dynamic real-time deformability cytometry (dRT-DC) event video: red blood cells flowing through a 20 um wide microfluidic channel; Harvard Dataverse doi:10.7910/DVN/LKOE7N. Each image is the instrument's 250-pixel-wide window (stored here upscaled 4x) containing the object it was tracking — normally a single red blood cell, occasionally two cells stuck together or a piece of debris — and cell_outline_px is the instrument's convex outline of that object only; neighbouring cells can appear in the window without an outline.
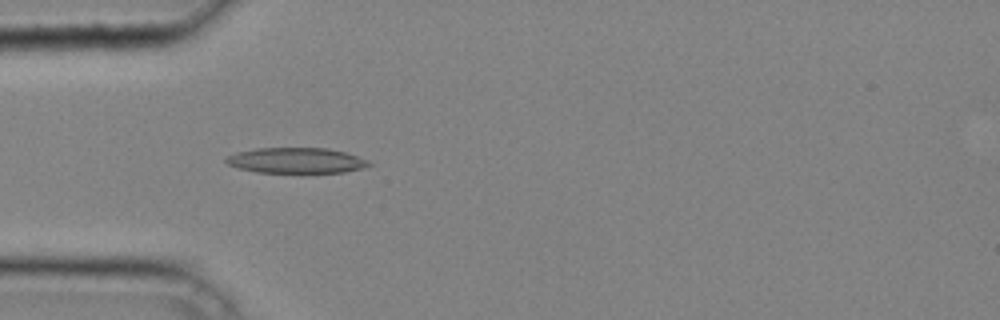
{"species": "common noctule bat (a hibernating species)", "species_latin": "Nyctalus noctula", "temperature_condition": "cold", "stored_images_in_passage": 39, "camera_frame_rate_fps": 3000, "um_per_image_px": 0.085, "animal": {"sex": "male", "body_mass_g": 20.4}, "frame": {"image": 1, "passage_image": 11, "time_ms": 3.333, "image_size_px": [1000, 320], "cell_outline_px": [[372, 164], [364, 168], [344, 172], [256, 172], [240, 168], [228, 164], [224, 160], [228, 156], [236, 152], [256, 148], [328, 148], [344, 152], [368, 160]], "centroid_in_image_um": [25.18, 13.63], "position_along_channel_um": 59.8, "area_um2": 21.04}}
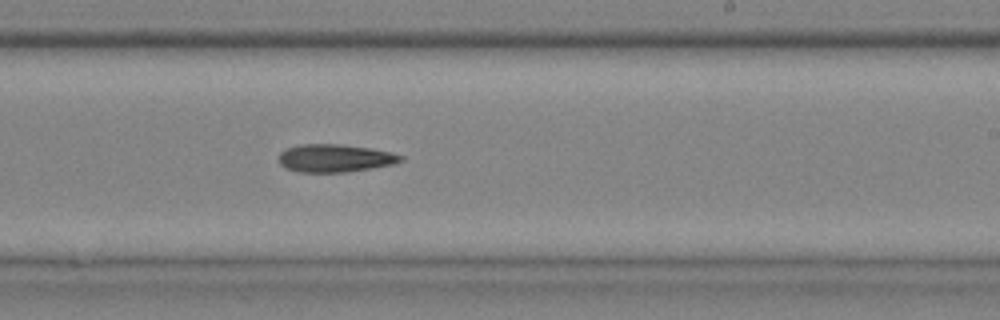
{"frame": {"image": 2, "passage_image": 24, "time_ms": 7.667, "image_size_px": [1000, 320], "cell_outline_px": [[404, 160], [392, 164], [372, 168], [344, 172], [300, 172], [284, 168], [280, 164], [280, 152], [288, 148], [300, 144], [340, 144], [372, 148], [392, 152], [404, 156]], "centroid_in_image_um": [28.49, 13.44], "position_along_channel_um": 260.5, "area_um2": 19.83}}
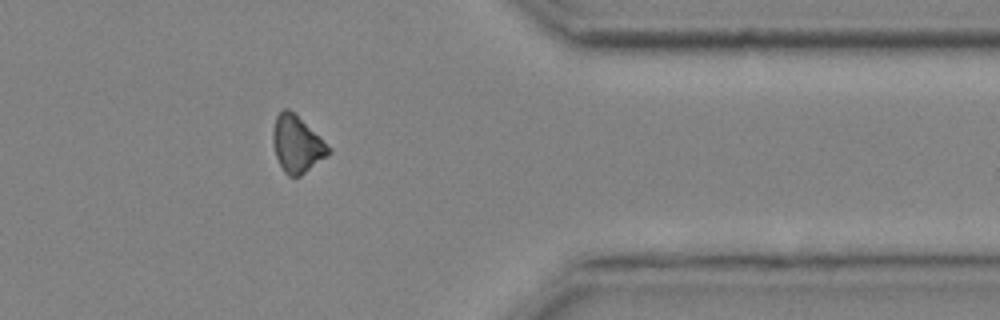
{"frame": {"image": 3, "passage_image": 33, "time_ms": 10.667, "image_size_px": [1000, 320], "cell_outline_px": [[332, 152], [300, 176], [288, 176], [284, 172], [276, 156], [272, 140], [272, 132], [276, 116], [284, 108], [288, 108], [332, 148]], "centroid_in_image_um": [25.23, 12.27], "position_along_channel_um": 386.2, "area_um2": 18.09}}